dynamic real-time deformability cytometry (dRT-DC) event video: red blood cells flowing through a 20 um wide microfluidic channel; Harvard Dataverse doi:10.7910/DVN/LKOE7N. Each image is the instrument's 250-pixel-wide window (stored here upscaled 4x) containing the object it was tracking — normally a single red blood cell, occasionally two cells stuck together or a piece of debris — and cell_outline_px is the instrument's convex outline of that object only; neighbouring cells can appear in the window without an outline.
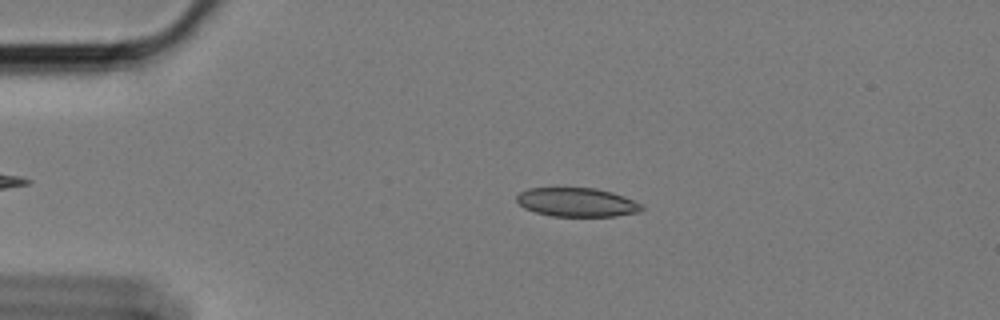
{"species": "Egyptian fruit bat (a non-hibernating species)", "species_latin": "Rousettus aegyptiacus", "temperature_condition": "cold", "stored_images_in_passage": 51, "camera_frame_rate_fps": 3000, "um_per_image_px": 0.085, "animal": {"sex": "female"}, "frame": {"image": 1, "passage_image": 12, "time_ms": 3.667, "image_size_px": [1000, 320], "cell_outline_px": [[644, 208], [640, 212], [616, 216], [552, 216], [536, 212], [524, 208], [516, 200], [516, 196], [520, 192], [528, 188], [596, 188], [612, 192], [632, 200], [640, 204]], "centroid_in_image_um": [49.02, 17.19], "position_along_channel_um": 36.0, "area_um2": 20.92}}
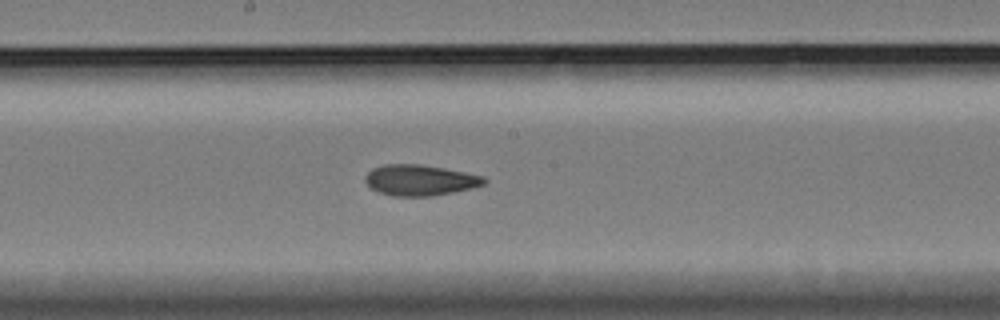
{"frame": {"image": 2, "passage_image": 31, "time_ms": 10.0, "image_size_px": [1000, 320], "cell_outline_px": [[488, 180], [484, 184], [472, 188], [432, 196], [392, 196], [380, 192], [372, 188], [364, 180], [364, 176], [372, 168], [384, 164], [420, 164], [444, 168], [484, 176]], "centroid_in_image_um": [35.69, 15.31], "position_along_channel_um": 212.5, "area_um2": 21.33}}
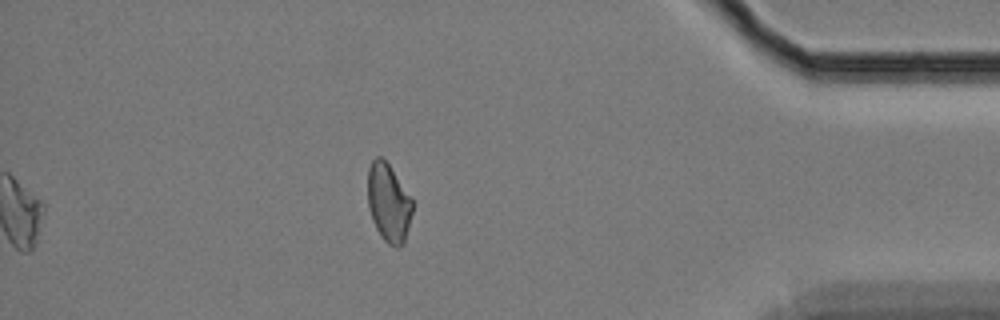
{"frame": {"image": 3, "passage_image": 51, "time_ms": 16.667, "image_size_px": [1000, 320], "cell_outline_px": [[412, 212], [404, 244], [396, 248], [388, 244], [384, 240], [376, 228], [372, 220], [368, 208], [368, 168], [372, 160], [376, 156], [380, 156], [388, 164], [412, 196]], "centroid_in_image_um": [33.03, 17.24], "position_along_channel_um": 402.2, "area_um2": 20.52}, "authors_computed_cell_mechanics": {"area_um2": 21.1548, "velocity_mm_per_s": 3.3903, "shape_relaxation_time_tau1_ms": null, "shape_relaxation_time_tau2_ms": 5.161, "deformation_change_tau1": null, "deformation_change_tau2": 0.1071}}